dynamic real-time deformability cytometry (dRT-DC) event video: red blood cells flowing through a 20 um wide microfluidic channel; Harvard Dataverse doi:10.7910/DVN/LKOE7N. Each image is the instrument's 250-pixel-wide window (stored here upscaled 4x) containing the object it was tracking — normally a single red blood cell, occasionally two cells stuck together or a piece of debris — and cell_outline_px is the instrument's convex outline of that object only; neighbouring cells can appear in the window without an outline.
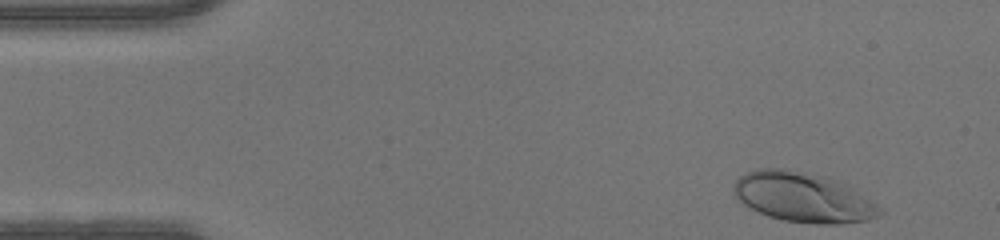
{"species": "human", "species_latin": "Homo sapiens", "temperature_condition": "warm", "stored_images_in_passage": 37, "camera_frame_rate_fps": 3000, "um_per_image_px": 0.085, "donor": {"sex": "male"}, "frame": {"image": 1, "passage_image": 1, "time_ms": 0.0, "image_size_px": [1000, 240], "cell_outline_px": [[884, 212], [868, 220], [840, 224], [816, 224], [784, 220], [768, 216], [736, 200], [732, 192], [732, 188], [736, 180], [740, 176], [748, 172], [760, 168], [788, 168], [852, 184], [876, 204]], "centroid_in_image_um": [68.28, 16.76], "position_along_channel_um": 16.7, "area_um2": 42.71}}
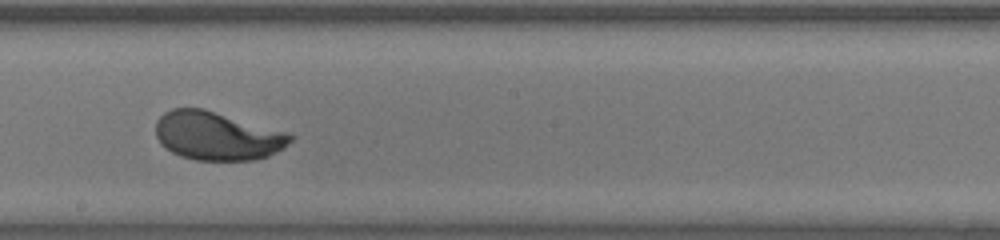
{"frame": {"image": 2, "passage_image": 23, "time_ms": 7.333, "image_size_px": [1000, 240], "cell_outline_px": [[296, 136], [284, 148], [268, 156], [256, 160], [196, 160], [180, 156], [172, 152], [160, 144], [156, 136], [156, 120], [164, 112], [172, 108], [204, 108], [292, 132]], "centroid_in_image_um": [18.51, 11.54], "position_along_channel_um": 229.7, "area_um2": 38.78}}
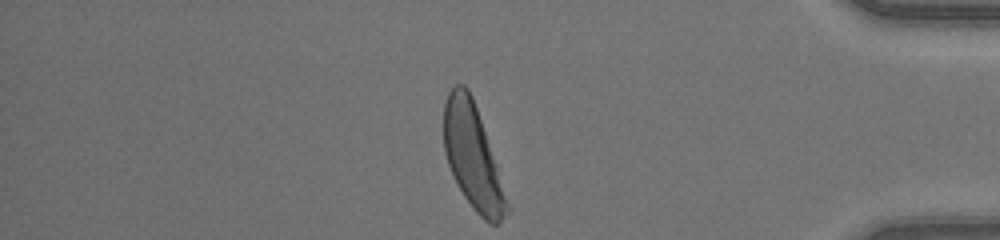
{"frame": {"image": 3, "passage_image": 37, "time_ms": 12.0, "image_size_px": [1000, 240], "cell_outline_px": [[512, 212], [500, 224], [492, 224], [484, 220], [476, 212], [464, 196], [448, 164], [444, 152], [444, 104], [448, 92], [456, 84], [464, 84], [468, 88], [472, 96], [512, 208]], "centroid_in_image_um": [40.22, 13.38], "position_along_channel_um": 395.0, "area_um2": 38.38}}